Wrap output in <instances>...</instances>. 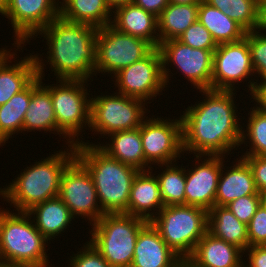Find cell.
Returning <instances> with one entry per match:
<instances>
[{
  "instance_id": "6da1fadb",
  "label": "cell",
  "mask_w": 266,
  "mask_h": 267,
  "mask_svg": "<svg viewBox=\"0 0 266 267\" xmlns=\"http://www.w3.org/2000/svg\"><path fill=\"white\" fill-rule=\"evenodd\" d=\"M199 92L205 96L202 102L197 101L180 114L183 152L227 156L231 150L238 149L242 137L243 124L234 101L236 91L205 89Z\"/></svg>"
},
{
  "instance_id": "7a4b0ae2",
  "label": "cell",
  "mask_w": 266,
  "mask_h": 267,
  "mask_svg": "<svg viewBox=\"0 0 266 267\" xmlns=\"http://www.w3.org/2000/svg\"><path fill=\"white\" fill-rule=\"evenodd\" d=\"M98 28L81 23H74L58 16L38 35L43 37L48 48L46 59L39 53L34 54L37 75L44 77L46 65L54 71L56 79L93 81L96 65V36ZM45 66V68H44ZM44 73V74H43ZM92 78V79H91Z\"/></svg>"
},
{
  "instance_id": "3957f363",
  "label": "cell",
  "mask_w": 266,
  "mask_h": 267,
  "mask_svg": "<svg viewBox=\"0 0 266 267\" xmlns=\"http://www.w3.org/2000/svg\"><path fill=\"white\" fill-rule=\"evenodd\" d=\"M86 141L75 145V157L93 178L102 212L128 214L132 183L139 171L109 157L90 140Z\"/></svg>"
},
{
  "instance_id": "277c9868",
  "label": "cell",
  "mask_w": 266,
  "mask_h": 267,
  "mask_svg": "<svg viewBox=\"0 0 266 267\" xmlns=\"http://www.w3.org/2000/svg\"><path fill=\"white\" fill-rule=\"evenodd\" d=\"M54 151V154L25 167L8 186L0 187V196L15 211L27 212L35 205L59 196L61 177L66 166L75 158V146Z\"/></svg>"
},
{
  "instance_id": "5b68a950",
  "label": "cell",
  "mask_w": 266,
  "mask_h": 267,
  "mask_svg": "<svg viewBox=\"0 0 266 267\" xmlns=\"http://www.w3.org/2000/svg\"><path fill=\"white\" fill-rule=\"evenodd\" d=\"M8 209L0 208V264L52 267L46 250L48 240L35 227L30 215Z\"/></svg>"
},
{
  "instance_id": "8992f818",
  "label": "cell",
  "mask_w": 266,
  "mask_h": 267,
  "mask_svg": "<svg viewBox=\"0 0 266 267\" xmlns=\"http://www.w3.org/2000/svg\"><path fill=\"white\" fill-rule=\"evenodd\" d=\"M148 222L125 213L104 214L91 225L89 242L111 267H130L137 236Z\"/></svg>"
},
{
  "instance_id": "52a82bcc",
  "label": "cell",
  "mask_w": 266,
  "mask_h": 267,
  "mask_svg": "<svg viewBox=\"0 0 266 267\" xmlns=\"http://www.w3.org/2000/svg\"><path fill=\"white\" fill-rule=\"evenodd\" d=\"M42 79L45 78L41 77V84L51 95L56 117V134L66 139L65 146L80 144L83 139L80 132H84L82 129L85 127L89 130L90 126L91 97L87 83L92 81L57 79L56 84L48 85Z\"/></svg>"
},
{
  "instance_id": "ba28073f",
  "label": "cell",
  "mask_w": 266,
  "mask_h": 267,
  "mask_svg": "<svg viewBox=\"0 0 266 267\" xmlns=\"http://www.w3.org/2000/svg\"><path fill=\"white\" fill-rule=\"evenodd\" d=\"M150 222L166 244L186 261L208 232V211L190 205L164 206Z\"/></svg>"
},
{
  "instance_id": "9c48e42d",
  "label": "cell",
  "mask_w": 266,
  "mask_h": 267,
  "mask_svg": "<svg viewBox=\"0 0 266 267\" xmlns=\"http://www.w3.org/2000/svg\"><path fill=\"white\" fill-rule=\"evenodd\" d=\"M93 95L90 101V126L93 134L108 139L109 134L139 128L148 116L145 101L120 93ZM147 106V108L145 107ZM146 114V115H145ZM96 132V133H95Z\"/></svg>"
},
{
  "instance_id": "30bf717a",
  "label": "cell",
  "mask_w": 266,
  "mask_h": 267,
  "mask_svg": "<svg viewBox=\"0 0 266 267\" xmlns=\"http://www.w3.org/2000/svg\"><path fill=\"white\" fill-rule=\"evenodd\" d=\"M154 49L145 39L120 32L111 24L98 28L95 76L106 73L114 77L117 72L142 60Z\"/></svg>"
},
{
  "instance_id": "8fae6325",
  "label": "cell",
  "mask_w": 266,
  "mask_h": 267,
  "mask_svg": "<svg viewBox=\"0 0 266 267\" xmlns=\"http://www.w3.org/2000/svg\"><path fill=\"white\" fill-rule=\"evenodd\" d=\"M158 49L162 57V72L166 89L169 79L173 76L169 73L171 72L169 67L172 64L184 75V78L186 77L188 82L190 81L194 89H212V65L215 50L192 48L178 39L164 41L159 44Z\"/></svg>"
},
{
  "instance_id": "7c38bea8",
  "label": "cell",
  "mask_w": 266,
  "mask_h": 267,
  "mask_svg": "<svg viewBox=\"0 0 266 267\" xmlns=\"http://www.w3.org/2000/svg\"><path fill=\"white\" fill-rule=\"evenodd\" d=\"M252 76H255L254 67L245 37L237 42L217 46L213 52L212 90L236 91L238 83L248 79L247 92L251 94L259 78L256 80L253 77V80Z\"/></svg>"
},
{
  "instance_id": "4fadbf2b",
  "label": "cell",
  "mask_w": 266,
  "mask_h": 267,
  "mask_svg": "<svg viewBox=\"0 0 266 267\" xmlns=\"http://www.w3.org/2000/svg\"><path fill=\"white\" fill-rule=\"evenodd\" d=\"M150 117L147 116L140 126L146 162L151 167L177 162L184 155L181 118Z\"/></svg>"
},
{
  "instance_id": "5bb4252c",
  "label": "cell",
  "mask_w": 266,
  "mask_h": 267,
  "mask_svg": "<svg viewBox=\"0 0 266 267\" xmlns=\"http://www.w3.org/2000/svg\"><path fill=\"white\" fill-rule=\"evenodd\" d=\"M59 197L74 218H87L90 225L95 224L104 215L93 178L76 157L62 174Z\"/></svg>"
},
{
  "instance_id": "9a60e30c",
  "label": "cell",
  "mask_w": 266,
  "mask_h": 267,
  "mask_svg": "<svg viewBox=\"0 0 266 267\" xmlns=\"http://www.w3.org/2000/svg\"><path fill=\"white\" fill-rule=\"evenodd\" d=\"M114 76L111 79H115L112 81L118 89L117 93L143 100L147 104L157 99L156 96L163 95L162 91L166 88L162 72V57L158 48Z\"/></svg>"
},
{
  "instance_id": "2e32d148",
  "label": "cell",
  "mask_w": 266,
  "mask_h": 267,
  "mask_svg": "<svg viewBox=\"0 0 266 267\" xmlns=\"http://www.w3.org/2000/svg\"><path fill=\"white\" fill-rule=\"evenodd\" d=\"M59 0H9L2 14L14 32L12 45H26L53 19L59 16ZM30 39V40H29Z\"/></svg>"
},
{
  "instance_id": "e0dca14e",
  "label": "cell",
  "mask_w": 266,
  "mask_h": 267,
  "mask_svg": "<svg viewBox=\"0 0 266 267\" xmlns=\"http://www.w3.org/2000/svg\"><path fill=\"white\" fill-rule=\"evenodd\" d=\"M194 156V168L186 169L185 205L209 211L214 206L222 165L230 161L220 155Z\"/></svg>"
},
{
  "instance_id": "ac0fdd59",
  "label": "cell",
  "mask_w": 266,
  "mask_h": 267,
  "mask_svg": "<svg viewBox=\"0 0 266 267\" xmlns=\"http://www.w3.org/2000/svg\"><path fill=\"white\" fill-rule=\"evenodd\" d=\"M15 52L5 49L0 54V105L7 103L15 94L22 91L36 76L37 67L34 52L19 57L16 52L23 49V45H13ZM13 51V52H11ZM15 55L17 57H15ZM14 59V60H13ZM13 60V61H11ZM14 62V63H12ZM12 63V64H10Z\"/></svg>"
},
{
  "instance_id": "d6986e66",
  "label": "cell",
  "mask_w": 266,
  "mask_h": 267,
  "mask_svg": "<svg viewBox=\"0 0 266 267\" xmlns=\"http://www.w3.org/2000/svg\"><path fill=\"white\" fill-rule=\"evenodd\" d=\"M182 262L150 221L140 230L130 267H178Z\"/></svg>"
},
{
  "instance_id": "ffe728a7",
  "label": "cell",
  "mask_w": 266,
  "mask_h": 267,
  "mask_svg": "<svg viewBox=\"0 0 266 267\" xmlns=\"http://www.w3.org/2000/svg\"><path fill=\"white\" fill-rule=\"evenodd\" d=\"M232 164L230 167L224 166L225 162L222 165L214 205L226 206L240 197L258 193L248 163L239 157Z\"/></svg>"
},
{
  "instance_id": "44dd1931",
  "label": "cell",
  "mask_w": 266,
  "mask_h": 267,
  "mask_svg": "<svg viewBox=\"0 0 266 267\" xmlns=\"http://www.w3.org/2000/svg\"><path fill=\"white\" fill-rule=\"evenodd\" d=\"M244 252L207 232L186 260L192 267H241Z\"/></svg>"
},
{
  "instance_id": "7402d4cb",
  "label": "cell",
  "mask_w": 266,
  "mask_h": 267,
  "mask_svg": "<svg viewBox=\"0 0 266 267\" xmlns=\"http://www.w3.org/2000/svg\"><path fill=\"white\" fill-rule=\"evenodd\" d=\"M153 169L139 171L135 176L128 202V215L151 221L164 207Z\"/></svg>"
},
{
  "instance_id": "603a6c76",
  "label": "cell",
  "mask_w": 266,
  "mask_h": 267,
  "mask_svg": "<svg viewBox=\"0 0 266 267\" xmlns=\"http://www.w3.org/2000/svg\"><path fill=\"white\" fill-rule=\"evenodd\" d=\"M111 25L120 32L145 39L155 48L159 46L157 17L134 3L116 8Z\"/></svg>"
},
{
  "instance_id": "cb8c5ba5",
  "label": "cell",
  "mask_w": 266,
  "mask_h": 267,
  "mask_svg": "<svg viewBox=\"0 0 266 267\" xmlns=\"http://www.w3.org/2000/svg\"><path fill=\"white\" fill-rule=\"evenodd\" d=\"M110 141L97 146L109 157L126 165L136 168L138 171L150 170L152 167L146 162L140 127L132 130L117 131L108 135ZM148 167V168H147Z\"/></svg>"
},
{
  "instance_id": "d4e9b609",
  "label": "cell",
  "mask_w": 266,
  "mask_h": 267,
  "mask_svg": "<svg viewBox=\"0 0 266 267\" xmlns=\"http://www.w3.org/2000/svg\"><path fill=\"white\" fill-rule=\"evenodd\" d=\"M27 213L49 243L57 236L60 237L75 219L59 196L35 205Z\"/></svg>"
},
{
  "instance_id": "484cf974",
  "label": "cell",
  "mask_w": 266,
  "mask_h": 267,
  "mask_svg": "<svg viewBox=\"0 0 266 267\" xmlns=\"http://www.w3.org/2000/svg\"><path fill=\"white\" fill-rule=\"evenodd\" d=\"M36 130L56 134V117L51 95L41 84V77L38 75L32 80V96L24 116L23 134L25 131L28 133Z\"/></svg>"
},
{
  "instance_id": "4316f807",
  "label": "cell",
  "mask_w": 266,
  "mask_h": 267,
  "mask_svg": "<svg viewBox=\"0 0 266 267\" xmlns=\"http://www.w3.org/2000/svg\"><path fill=\"white\" fill-rule=\"evenodd\" d=\"M208 232L243 252L249 246L247 225L239 221L226 206L214 205L208 211Z\"/></svg>"
},
{
  "instance_id": "83f0119b",
  "label": "cell",
  "mask_w": 266,
  "mask_h": 267,
  "mask_svg": "<svg viewBox=\"0 0 266 267\" xmlns=\"http://www.w3.org/2000/svg\"><path fill=\"white\" fill-rule=\"evenodd\" d=\"M61 1L59 2V16L67 21L88 24L96 28L111 24L112 11L105 0Z\"/></svg>"
},
{
  "instance_id": "f1b7e54d",
  "label": "cell",
  "mask_w": 266,
  "mask_h": 267,
  "mask_svg": "<svg viewBox=\"0 0 266 267\" xmlns=\"http://www.w3.org/2000/svg\"><path fill=\"white\" fill-rule=\"evenodd\" d=\"M198 20L209 30L217 45L242 40L246 31L228 14L202 0L198 7Z\"/></svg>"
},
{
  "instance_id": "f546056e",
  "label": "cell",
  "mask_w": 266,
  "mask_h": 267,
  "mask_svg": "<svg viewBox=\"0 0 266 267\" xmlns=\"http://www.w3.org/2000/svg\"><path fill=\"white\" fill-rule=\"evenodd\" d=\"M199 4L169 3L157 18L159 44L177 39L191 24L198 20Z\"/></svg>"
},
{
  "instance_id": "4dcf8cb0",
  "label": "cell",
  "mask_w": 266,
  "mask_h": 267,
  "mask_svg": "<svg viewBox=\"0 0 266 267\" xmlns=\"http://www.w3.org/2000/svg\"><path fill=\"white\" fill-rule=\"evenodd\" d=\"M32 96V81L7 103L0 105V147L23 132V121ZM13 135V136H12Z\"/></svg>"
},
{
  "instance_id": "1f68e13d",
  "label": "cell",
  "mask_w": 266,
  "mask_h": 267,
  "mask_svg": "<svg viewBox=\"0 0 266 267\" xmlns=\"http://www.w3.org/2000/svg\"><path fill=\"white\" fill-rule=\"evenodd\" d=\"M157 166L162 169L156 178L164 206L185 205L187 167L183 168V164L178 166L177 162Z\"/></svg>"
},
{
  "instance_id": "d6a6232c",
  "label": "cell",
  "mask_w": 266,
  "mask_h": 267,
  "mask_svg": "<svg viewBox=\"0 0 266 267\" xmlns=\"http://www.w3.org/2000/svg\"><path fill=\"white\" fill-rule=\"evenodd\" d=\"M238 23L246 32L258 30V0H204Z\"/></svg>"
},
{
  "instance_id": "836d02e7",
  "label": "cell",
  "mask_w": 266,
  "mask_h": 267,
  "mask_svg": "<svg viewBox=\"0 0 266 267\" xmlns=\"http://www.w3.org/2000/svg\"><path fill=\"white\" fill-rule=\"evenodd\" d=\"M247 125L242 126L241 145L247 151L241 156H266V113L255 108H249ZM243 127H246L245 129ZM249 143V145H247ZM249 150V151H248Z\"/></svg>"
},
{
  "instance_id": "e575fe53",
  "label": "cell",
  "mask_w": 266,
  "mask_h": 267,
  "mask_svg": "<svg viewBox=\"0 0 266 267\" xmlns=\"http://www.w3.org/2000/svg\"><path fill=\"white\" fill-rule=\"evenodd\" d=\"M245 38L251 52L252 64L254 67L255 77L259 76L260 80L266 79V33L253 30L246 32Z\"/></svg>"
},
{
  "instance_id": "d590c367",
  "label": "cell",
  "mask_w": 266,
  "mask_h": 267,
  "mask_svg": "<svg viewBox=\"0 0 266 267\" xmlns=\"http://www.w3.org/2000/svg\"><path fill=\"white\" fill-rule=\"evenodd\" d=\"M177 39L196 49L215 50L218 46L209 30L199 20L191 24Z\"/></svg>"
},
{
  "instance_id": "8d00e7d4",
  "label": "cell",
  "mask_w": 266,
  "mask_h": 267,
  "mask_svg": "<svg viewBox=\"0 0 266 267\" xmlns=\"http://www.w3.org/2000/svg\"><path fill=\"white\" fill-rule=\"evenodd\" d=\"M262 203L261 194L246 195L230 202L226 207L233 215L246 225L250 222L256 210Z\"/></svg>"
},
{
  "instance_id": "74e56055",
  "label": "cell",
  "mask_w": 266,
  "mask_h": 267,
  "mask_svg": "<svg viewBox=\"0 0 266 267\" xmlns=\"http://www.w3.org/2000/svg\"><path fill=\"white\" fill-rule=\"evenodd\" d=\"M80 248V251L68 258V267H111L89 241Z\"/></svg>"
},
{
  "instance_id": "f35d334b",
  "label": "cell",
  "mask_w": 266,
  "mask_h": 267,
  "mask_svg": "<svg viewBox=\"0 0 266 267\" xmlns=\"http://www.w3.org/2000/svg\"><path fill=\"white\" fill-rule=\"evenodd\" d=\"M249 246L266 245V207L260 204L247 224Z\"/></svg>"
},
{
  "instance_id": "ab89813d",
  "label": "cell",
  "mask_w": 266,
  "mask_h": 267,
  "mask_svg": "<svg viewBox=\"0 0 266 267\" xmlns=\"http://www.w3.org/2000/svg\"><path fill=\"white\" fill-rule=\"evenodd\" d=\"M250 166L256 189L260 194L266 191V156H240Z\"/></svg>"
},
{
  "instance_id": "60d3db41",
  "label": "cell",
  "mask_w": 266,
  "mask_h": 267,
  "mask_svg": "<svg viewBox=\"0 0 266 267\" xmlns=\"http://www.w3.org/2000/svg\"><path fill=\"white\" fill-rule=\"evenodd\" d=\"M244 254V257L249 256L247 260L245 258L243 261L248 262L246 264L248 267H266V245L248 246Z\"/></svg>"
},
{
  "instance_id": "b9f144b4",
  "label": "cell",
  "mask_w": 266,
  "mask_h": 267,
  "mask_svg": "<svg viewBox=\"0 0 266 267\" xmlns=\"http://www.w3.org/2000/svg\"><path fill=\"white\" fill-rule=\"evenodd\" d=\"M260 81L256 82V85L250 94L252 97L251 99H254L250 102L255 101V108L263 113H266V79Z\"/></svg>"
},
{
  "instance_id": "7bdbcfd3",
  "label": "cell",
  "mask_w": 266,
  "mask_h": 267,
  "mask_svg": "<svg viewBox=\"0 0 266 267\" xmlns=\"http://www.w3.org/2000/svg\"><path fill=\"white\" fill-rule=\"evenodd\" d=\"M133 3L144 9L146 12L152 13L157 18L169 4L168 0H134Z\"/></svg>"
},
{
  "instance_id": "ee69618b",
  "label": "cell",
  "mask_w": 266,
  "mask_h": 267,
  "mask_svg": "<svg viewBox=\"0 0 266 267\" xmlns=\"http://www.w3.org/2000/svg\"><path fill=\"white\" fill-rule=\"evenodd\" d=\"M260 6L259 12V27L260 31H265L266 33V2H258Z\"/></svg>"
},
{
  "instance_id": "f6af8a7d",
  "label": "cell",
  "mask_w": 266,
  "mask_h": 267,
  "mask_svg": "<svg viewBox=\"0 0 266 267\" xmlns=\"http://www.w3.org/2000/svg\"><path fill=\"white\" fill-rule=\"evenodd\" d=\"M133 1L134 0H105L107 6L112 12L120 6L133 3Z\"/></svg>"
},
{
  "instance_id": "bcb514c9",
  "label": "cell",
  "mask_w": 266,
  "mask_h": 267,
  "mask_svg": "<svg viewBox=\"0 0 266 267\" xmlns=\"http://www.w3.org/2000/svg\"><path fill=\"white\" fill-rule=\"evenodd\" d=\"M202 0H168L171 4H199Z\"/></svg>"
},
{
  "instance_id": "7dc6e473",
  "label": "cell",
  "mask_w": 266,
  "mask_h": 267,
  "mask_svg": "<svg viewBox=\"0 0 266 267\" xmlns=\"http://www.w3.org/2000/svg\"><path fill=\"white\" fill-rule=\"evenodd\" d=\"M9 4V0H0V15L5 12Z\"/></svg>"
},
{
  "instance_id": "c3c4849f",
  "label": "cell",
  "mask_w": 266,
  "mask_h": 267,
  "mask_svg": "<svg viewBox=\"0 0 266 267\" xmlns=\"http://www.w3.org/2000/svg\"><path fill=\"white\" fill-rule=\"evenodd\" d=\"M261 197H262V203H263L264 206L266 207V191H264V192L261 194Z\"/></svg>"
},
{
  "instance_id": "681fc988",
  "label": "cell",
  "mask_w": 266,
  "mask_h": 267,
  "mask_svg": "<svg viewBox=\"0 0 266 267\" xmlns=\"http://www.w3.org/2000/svg\"><path fill=\"white\" fill-rule=\"evenodd\" d=\"M178 267H192L187 261H183Z\"/></svg>"
},
{
  "instance_id": "f907efd6",
  "label": "cell",
  "mask_w": 266,
  "mask_h": 267,
  "mask_svg": "<svg viewBox=\"0 0 266 267\" xmlns=\"http://www.w3.org/2000/svg\"><path fill=\"white\" fill-rule=\"evenodd\" d=\"M0 267H21V266H12V265H4V264H0Z\"/></svg>"
},
{
  "instance_id": "816d5d0a",
  "label": "cell",
  "mask_w": 266,
  "mask_h": 267,
  "mask_svg": "<svg viewBox=\"0 0 266 267\" xmlns=\"http://www.w3.org/2000/svg\"><path fill=\"white\" fill-rule=\"evenodd\" d=\"M241 267H248V266L246 265V263L243 262Z\"/></svg>"
},
{
  "instance_id": "f5cc1de1",
  "label": "cell",
  "mask_w": 266,
  "mask_h": 267,
  "mask_svg": "<svg viewBox=\"0 0 266 267\" xmlns=\"http://www.w3.org/2000/svg\"><path fill=\"white\" fill-rule=\"evenodd\" d=\"M5 50V48H1L0 49V54Z\"/></svg>"
},
{
  "instance_id": "db71d44e",
  "label": "cell",
  "mask_w": 266,
  "mask_h": 267,
  "mask_svg": "<svg viewBox=\"0 0 266 267\" xmlns=\"http://www.w3.org/2000/svg\"><path fill=\"white\" fill-rule=\"evenodd\" d=\"M258 2H266V0H258Z\"/></svg>"
}]
</instances>
